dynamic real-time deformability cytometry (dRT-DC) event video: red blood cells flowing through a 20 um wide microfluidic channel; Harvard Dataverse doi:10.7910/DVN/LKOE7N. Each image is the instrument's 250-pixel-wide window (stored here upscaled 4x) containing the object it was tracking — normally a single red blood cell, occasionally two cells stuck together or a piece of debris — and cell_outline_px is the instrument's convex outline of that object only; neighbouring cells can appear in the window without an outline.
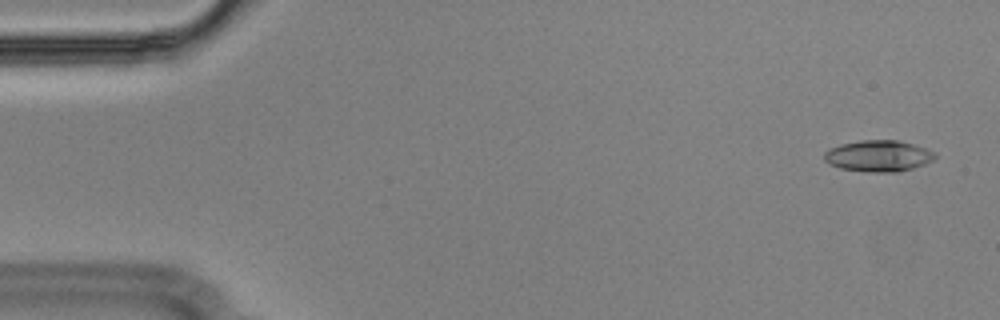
{"species": "Egyptian fruit bat (a non-hibernating species)", "species_latin": "Rousettus aegyptiacus", "temperature_condition": "cold", "stored_images_in_passage": 54, "camera_frame_rate_fps": 3000, "um_per_image_px": 0.085, "animal": {"sex": "male"}, "frame": {"image": 1, "passage_image": 1, "time_ms": 0.0, "image_size_px": [1000, 320], "cell_outline_px": [[936, 156], [932, 160], [924, 164], [912, 168], [896, 172], [872, 172], [840, 168], [828, 164], [824, 160], [824, 152], [840, 144], [860, 140], [896, 140], [912, 144], [936, 152]], "centroid_in_image_um": [74.64, 13.25], "position_along_channel_um": 10.4, "area_um2": 20.06}}
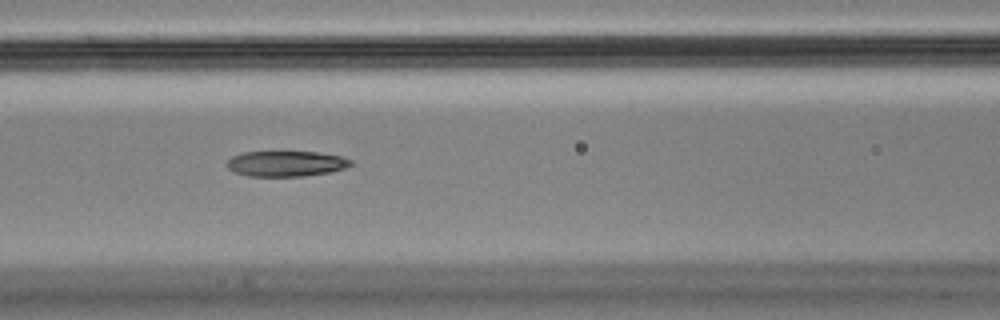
{"frame": {"image": 2, "passage_image": 22, "time_ms": 7.0, "image_size_px": [1000, 320], "cell_outline_px": [[352, 164], [344, 168], [332, 172], [304, 176], [248, 176], [236, 172], [228, 168], [224, 164], [232, 156], [244, 152], [316, 152], [340, 156], [352, 160]], "centroid_in_image_um": [24.3, 13.91], "position_along_channel_um": 142.3, "area_um2": 18.38}}
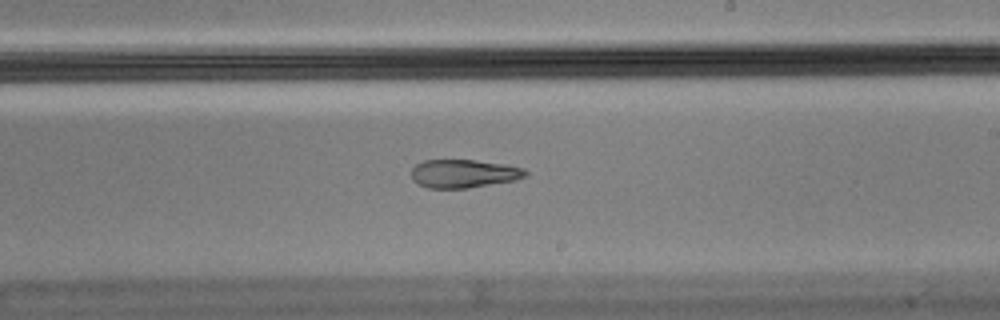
{"frame": {"image": 3, "passage_image": 31, "time_ms": 10.0, "image_size_px": [1000, 320], "cell_outline_px": [[528, 176], [516, 180], [468, 188], [428, 188], [416, 184], [412, 180], [412, 168], [416, 164], [424, 160], [472, 160], [504, 164], [524, 168], [528, 172]], "centroid_in_image_um": [39.42, 14.76], "position_along_channel_um": 249.6, "area_um2": 18.96}, "authors_computed_cell_mechanics": {"area_um2": 20.0855, "velocity_mm_per_s": 3.5897, "shape_relaxation_time_tau1_ms": null, "shape_relaxation_time_tau2_ms": 5.3611, "deformation_change_tau1": null, "deformation_change_tau2": 0.1566}}